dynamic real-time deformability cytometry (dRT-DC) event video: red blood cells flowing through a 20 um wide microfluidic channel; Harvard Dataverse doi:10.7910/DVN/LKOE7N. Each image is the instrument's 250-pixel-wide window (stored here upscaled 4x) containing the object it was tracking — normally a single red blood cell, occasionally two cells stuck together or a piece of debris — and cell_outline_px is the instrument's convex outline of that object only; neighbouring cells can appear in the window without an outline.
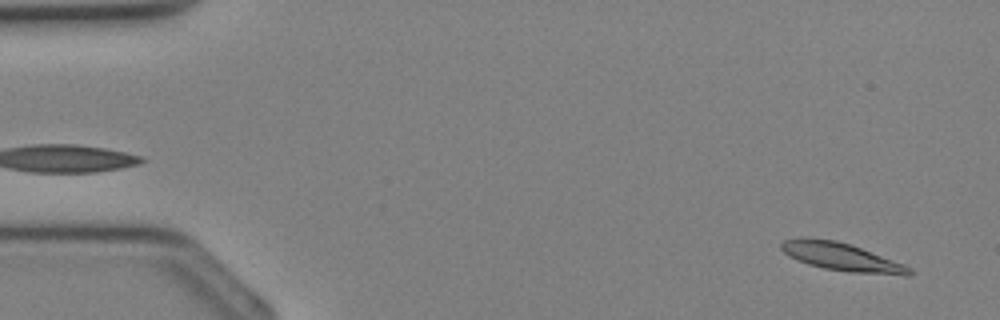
{"species": "Egyptian fruit bat (a non-hibernating species)", "species_latin": "Rousettus aegyptiacus", "temperature_condition": "cold", "stored_images_in_passage": 35, "camera_frame_rate_fps": 3000, "um_per_image_px": 0.085, "animal": {"sex": "female"}, "frame": {"image": 1, "passage_image": 2, "time_ms": 0.333, "image_size_px": [1000, 320], "cell_outline_px": [[912, 276], [904, 276], [848, 272], [824, 268], [808, 264], [796, 260], [788, 256], [780, 248], [780, 244], [784, 240], [800, 236], [808, 236], [836, 240], [860, 248], [904, 264], [912, 268]], "centroid_in_image_um": [71.5, 21.83], "position_along_channel_um": 13.5, "area_um2": 21.21}}
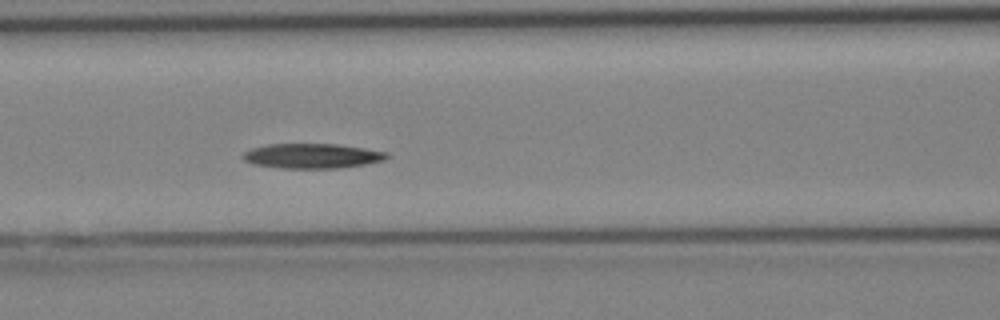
{"frame": {"image": 2, "passage_image": 15, "time_ms": 4.667, "image_size_px": [1000, 320], "cell_outline_px": [[388, 156], [384, 160], [364, 164], [340, 168], [280, 168], [252, 164], [244, 160], [240, 156], [244, 152], [252, 148], [268, 144], [336, 144], [364, 148], [388, 152]], "centroid_in_image_um": [26.49, 13.25], "position_along_channel_um": 140.1, "area_um2": 20.81}}
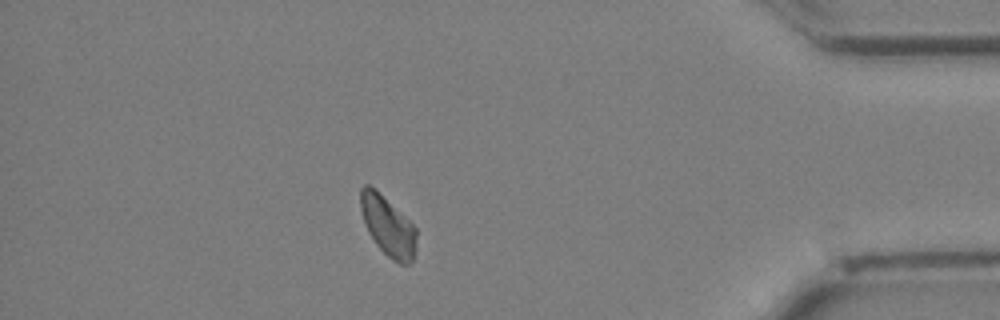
{"frame": {"image": 3, "passage_image": 31, "time_ms": 10.0, "image_size_px": [1000, 320], "cell_outline_px": [[416, 248], [412, 260], [408, 264], [400, 264], [392, 260], [376, 244], [368, 232], [360, 208], [360, 188], [364, 184], [368, 184], [376, 188], [416, 228]], "centroid_in_image_um": [32.95, 19.19], "position_along_channel_um": 402.2, "area_um2": 19.36}}